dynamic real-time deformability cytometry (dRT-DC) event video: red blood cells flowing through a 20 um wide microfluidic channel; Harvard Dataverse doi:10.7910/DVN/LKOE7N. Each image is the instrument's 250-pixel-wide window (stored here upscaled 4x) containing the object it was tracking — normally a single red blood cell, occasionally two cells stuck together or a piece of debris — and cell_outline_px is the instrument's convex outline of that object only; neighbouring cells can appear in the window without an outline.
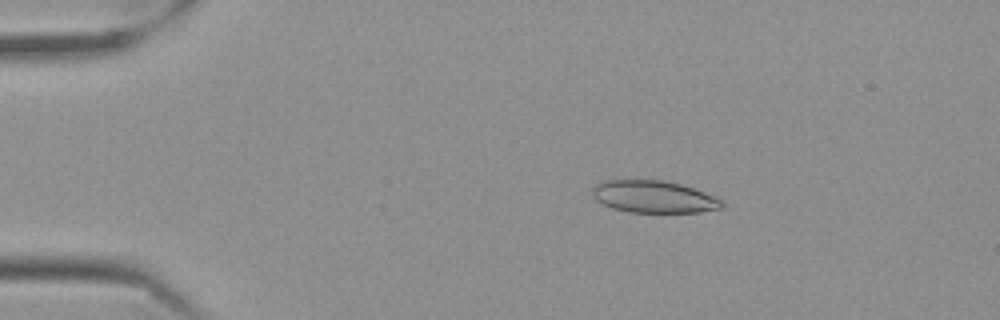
{"species": "Egyptian fruit bat (a non-hibernating species)", "species_latin": "Rousettus aegyptiacus", "temperature_condition": "cold", "stored_images_in_passage": 58, "camera_frame_rate_fps": 3000, "um_per_image_px": 0.085, "frame": {"image": 1, "passage_image": 11, "time_ms": 3.333, "image_size_px": [1000, 320], "cell_outline_px": [[724, 208], [700, 212], [628, 212], [612, 208], [596, 200], [592, 196], [592, 188], [600, 180], [664, 180], [680, 184], [716, 196], [724, 204]], "centroid_in_image_um": [55.55, 16.72], "position_along_channel_um": 29.4, "area_um2": 24.39}}
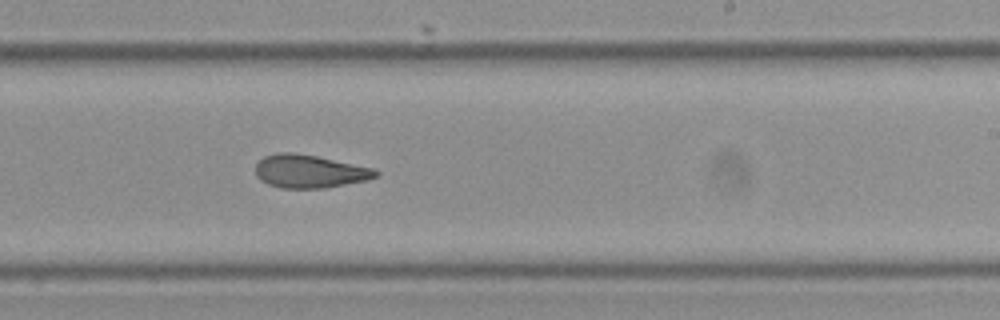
{"frame": {"image": 2, "passage_image": 36, "time_ms": 11.667, "image_size_px": [1000, 320], "cell_outline_px": [[380, 172], [376, 176], [368, 180], [324, 188], [280, 188], [268, 184], [260, 180], [256, 176], [256, 164], [264, 156], [276, 152], [292, 152], [316, 156], [372, 168]], "centroid_in_image_um": [26.27, 14.57], "position_along_channel_um": 262.7, "area_um2": 23.12}}
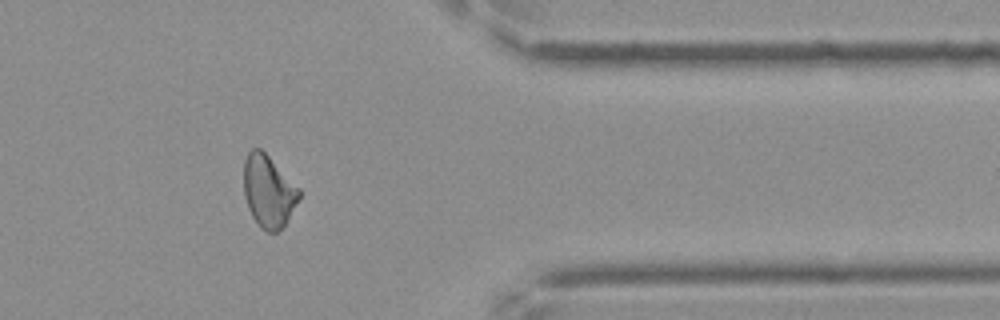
{"frame": {"image": 3, "passage_image": 48, "time_ms": 15.667, "image_size_px": [1000, 320], "cell_outline_px": [[300, 196], [284, 224], [276, 232], [268, 232], [260, 228], [252, 216], [248, 208], [244, 196], [244, 160], [248, 152], [252, 148], [260, 148], [300, 188]], "centroid_in_image_um": [22.79, 16.24], "position_along_channel_um": 388.6, "area_um2": 23.0}, "authors_computed_cell_mechanics": {"area_um2": 24.276, "velocity_mm_per_s": 3.5342, "shape_relaxation_time_tau1_ms": null, "shape_relaxation_time_tau2_ms": 2.7384, "deformation_change_tau1": null, "deformation_change_tau2": 0.0847}}